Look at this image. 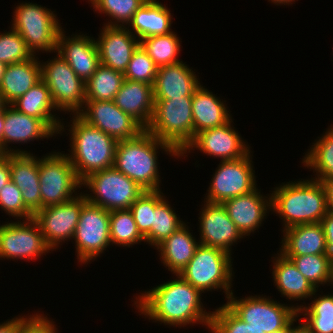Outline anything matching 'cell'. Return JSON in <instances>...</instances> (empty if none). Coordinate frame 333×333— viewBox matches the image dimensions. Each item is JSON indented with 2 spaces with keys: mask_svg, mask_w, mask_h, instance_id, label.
<instances>
[{
  "mask_svg": "<svg viewBox=\"0 0 333 333\" xmlns=\"http://www.w3.org/2000/svg\"><path fill=\"white\" fill-rule=\"evenodd\" d=\"M175 277L136 296L138 312L153 322L176 328L199 323L209 329L212 312L204 309L202 293L181 276Z\"/></svg>",
  "mask_w": 333,
  "mask_h": 333,
  "instance_id": "6da1fadb",
  "label": "cell"
},
{
  "mask_svg": "<svg viewBox=\"0 0 333 333\" xmlns=\"http://www.w3.org/2000/svg\"><path fill=\"white\" fill-rule=\"evenodd\" d=\"M159 149L175 158L180 157L171 145L145 129L134 138L118 141L113 166L143 190H160Z\"/></svg>",
  "mask_w": 333,
  "mask_h": 333,
  "instance_id": "7a4b0ae2",
  "label": "cell"
},
{
  "mask_svg": "<svg viewBox=\"0 0 333 333\" xmlns=\"http://www.w3.org/2000/svg\"><path fill=\"white\" fill-rule=\"evenodd\" d=\"M271 192V211L283 220V230L320 223L327 213L325 191L320 181L301 179L284 182Z\"/></svg>",
  "mask_w": 333,
  "mask_h": 333,
  "instance_id": "3957f363",
  "label": "cell"
},
{
  "mask_svg": "<svg viewBox=\"0 0 333 333\" xmlns=\"http://www.w3.org/2000/svg\"><path fill=\"white\" fill-rule=\"evenodd\" d=\"M68 125L70 148L66 154L77 177L82 181L89 174L114 165L118 141L72 114Z\"/></svg>",
  "mask_w": 333,
  "mask_h": 333,
  "instance_id": "277c9868",
  "label": "cell"
},
{
  "mask_svg": "<svg viewBox=\"0 0 333 333\" xmlns=\"http://www.w3.org/2000/svg\"><path fill=\"white\" fill-rule=\"evenodd\" d=\"M192 97L154 99L148 132L171 145L179 154L193 140Z\"/></svg>",
  "mask_w": 333,
  "mask_h": 333,
  "instance_id": "5b68a950",
  "label": "cell"
},
{
  "mask_svg": "<svg viewBox=\"0 0 333 333\" xmlns=\"http://www.w3.org/2000/svg\"><path fill=\"white\" fill-rule=\"evenodd\" d=\"M231 255L220 248L200 244L179 276L201 293L220 289L227 298L233 292L231 288L234 272Z\"/></svg>",
  "mask_w": 333,
  "mask_h": 333,
  "instance_id": "8992f818",
  "label": "cell"
},
{
  "mask_svg": "<svg viewBox=\"0 0 333 333\" xmlns=\"http://www.w3.org/2000/svg\"><path fill=\"white\" fill-rule=\"evenodd\" d=\"M54 12L30 2L19 3L14 9L11 28L21 35L34 55L38 51L57 50L58 34L64 28Z\"/></svg>",
  "mask_w": 333,
  "mask_h": 333,
  "instance_id": "52a82bcc",
  "label": "cell"
},
{
  "mask_svg": "<svg viewBox=\"0 0 333 333\" xmlns=\"http://www.w3.org/2000/svg\"><path fill=\"white\" fill-rule=\"evenodd\" d=\"M87 201L108 211L126 210L145 191L114 166L95 171L82 180ZM93 194V195H92Z\"/></svg>",
  "mask_w": 333,
  "mask_h": 333,
  "instance_id": "ba28073f",
  "label": "cell"
},
{
  "mask_svg": "<svg viewBox=\"0 0 333 333\" xmlns=\"http://www.w3.org/2000/svg\"><path fill=\"white\" fill-rule=\"evenodd\" d=\"M232 292L225 303L249 326L274 333L285 329L297 316L300 305L282 304L267 296H247L236 299Z\"/></svg>",
  "mask_w": 333,
  "mask_h": 333,
  "instance_id": "9c48e42d",
  "label": "cell"
},
{
  "mask_svg": "<svg viewBox=\"0 0 333 333\" xmlns=\"http://www.w3.org/2000/svg\"><path fill=\"white\" fill-rule=\"evenodd\" d=\"M39 183L41 209L72 200L82 187L69 157L59 151L39 158Z\"/></svg>",
  "mask_w": 333,
  "mask_h": 333,
  "instance_id": "30bf717a",
  "label": "cell"
},
{
  "mask_svg": "<svg viewBox=\"0 0 333 333\" xmlns=\"http://www.w3.org/2000/svg\"><path fill=\"white\" fill-rule=\"evenodd\" d=\"M41 79L49 88L51 99L58 111L77 115L86 101L85 82L72 70L56 51V57L40 62Z\"/></svg>",
  "mask_w": 333,
  "mask_h": 333,
  "instance_id": "8fae6325",
  "label": "cell"
},
{
  "mask_svg": "<svg viewBox=\"0 0 333 333\" xmlns=\"http://www.w3.org/2000/svg\"><path fill=\"white\" fill-rule=\"evenodd\" d=\"M110 211L89 203L83 205L73 236L78 262L88 264L111 246Z\"/></svg>",
  "mask_w": 333,
  "mask_h": 333,
  "instance_id": "7c38bea8",
  "label": "cell"
},
{
  "mask_svg": "<svg viewBox=\"0 0 333 333\" xmlns=\"http://www.w3.org/2000/svg\"><path fill=\"white\" fill-rule=\"evenodd\" d=\"M251 153L236 160L219 163L204 201L222 204L228 199L250 193L257 188Z\"/></svg>",
  "mask_w": 333,
  "mask_h": 333,
  "instance_id": "4fadbf2b",
  "label": "cell"
},
{
  "mask_svg": "<svg viewBox=\"0 0 333 333\" xmlns=\"http://www.w3.org/2000/svg\"><path fill=\"white\" fill-rule=\"evenodd\" d=\"M17 221H7L0 225V260L29 261L52 251L46 245L41 229L33 218Z\"/></svg>",
  "mask_w": 333,
  "mask_h": 333,
  "instance_id": "5bb4252c",
  "label": "cell"
},
{
  "mask_svg": "<svg viewBox=\"0 0 333 333\" xmlns=\"http://www.w3.org/2000/svg\"><path fill=\"white\" fill-rule=\"evenodd\" d=\"M86 202L84 193L80 192L72 200L44 207L34 214L33 219L38 223L44 241L52 251L68 239H73L81 209Z\"/></svg>",
  "mask_w": 333,
  "mask_h": 333,
  "instance_id": "9a60e30c",
  "label": "cell"
},
{
  "mask_svg": "<svg viewBox=\"0 0 333 333\" xmlns=\"http://www.w3.org/2000/svg\"><path fill=\"white\" fill-rule=\"evenodd\" d=\"M77 115L117 141L134 138L145 130L135 119L120 110L113 100H86Z\"/></svg>",
  "mask_w": 333,
  "mask_h": 333,
  "instance_id": "2e32d148",
  "label": "cell"
},
{
  "mask_svg": "<svg viewBox=\"0 0 333 333\" xmlns=\"http://www.w3.org/2000/svg\"><path fill=\"white\" fill-rule=\"evenodd\" d=\"M232 119L223 126L209 128L197 133L192 142L180 154H185L192 150H200L203 154L221 158V161L236 160L247 156L251 150L249 145L243 140L238 131L232 125ZM233 126V127H232Z\"/></svg>",
  "mask_w": 333,
  "mask_h": 333,
  "instance_id": "e0dca14e",
  "label": "cell"
},
{
  "mask_svg": "<svg viewBox=\"0 0 333 333\" xmlns=\"http://www.w3.org/2000/svg\"><path fill=\"white\" fill-rule=\"evenodd\" d=\"M200 210L199 243L204 246L220 248L229 254L232 246L244 238L237 226L229 218L225 207L220 203L204 201Z\"/></svg>",
  "mask_w": 333,
  "mask_h": 333,
  "instance_id": "ac0fdd59",
  "label": "cell"
},
{
  "mask_svg": "<svg viewBox=\"0 0 333 333\" xmlns=\"http://www.w3.org/2000/svg\"><path fill=\"white\" fill-rule=\"evenodd\" d=\"M4 131L0 142V152L10 153H30V151L13 149L9 147L11 143L27 144L30 141L43 138H51L56 134L39 118L21 113L11 104L4 108Z\"/></svg>",
  "mask_w": 333,
  "mask_h": 333,
  "instance_id": "d6986e66",
  "label": "cell"
},
{
  "mask_svg": "<svg viewBox=\"0 0 333 333\" xmlns=\"http://www.w3.org/2000/svg\"><path fill=\"white\" fill-rule=\"evenodd\" d=\"M100 32L95 41L101 64L124 74L140 40L128 27L104 25Z\"/></svg>",
  "mask_w": 333,
  "mask_h": 333,
  "instance_id": "ffe728a7",
  "label": "cell"
},
{
  "mask_svg": "<svg viewBox=\"0 0 333 333\" xmlns=\"http://www.w3.org/2000/svg\"><path fill=\"white\" fill-rule=\"evenodd\" d=\"M63 29L58 34L57 52L85 83L101 64L95 38L76 33L65 36Z\"/></svg>",
  "mask_w": 333,
  "mask_h": 333,
  "instance_id": "44dd1931",
  "label": "cell"
},
{
  "mask_svg": "<svg viewBox=\"0 0 333 333\" xmlns=\"http://www.w3.org/2000/svg\"><path fill=\"white\" fill-rule=\"evenodd\" d=\"M256 188L250 193L228 199L222 203L229 218L243 236H249L261 227L264 217L271 211V196H263Z\"/></svg>",
  "mask_w": 333,
  "mask_h": 333,
  "instance_id": "7402d4cb",
  "label": "cell"
},
{
  "mask_svg": "<svg viewBox=\"0 0 333 333\" xmlns=\"http://www.w3.org/2000/svg\"><path fill=\"white\" fill-rule=\"evenodd\" d=\"M185 63L180 61L157 69V75L152 85L154 99L193 96L201 83L193 69H190Z\"/></svg>",
  "mask_w": 333,
  "mask_h": 333,
  "instance_id": "603a6c76",
  "label": "cell"
},
{
  "mask_svg": "<svg viewBox=\"0 0 333 333\" xmlns=\"http://www.w3.org/2000/svg\"><path fill=\"white\" fill-rule=\"evenodd\" d=\"M10 171L25 206L33 214L41 210L39 158L31 153H10Z\"/></svg>",
  "mask_w": 333,
  "mask_h": 333,
  "instance_id": "cb8c5ba5",
  "label": "cell"
},
{
  "mask_svg": "<svg viewBox=\"0 0 333 333\" xmlns=\"http://www.w3.org/2000/svg\"><path fill=\"white\" fill-rule=\"evenodd\" d=\"M113 101L120 110L135 119L144 129L148 127L155 105L151 84L124 79Z\"/></svg>",
  "mask_w": 333,
  "mask_h": 333,
  "instance_id": "d4e9b609",
  "label": "cell"
},
{
  "mask_svg": "<svg viewBox=\"0 0 333 333\" xmlns=\"http://www.w3.org/2000/svg\"><path fill=\"white\" fill-rule=\"evenodd\" d=\"M201 84L192 97L193 139L200 131L223 126L232 116L225 100L221 101L213 92Z\"/></svg>",
  "mask_w": 333,
  "mask_h": 333,
  "instance_id": "484cf974",
  "label": "cell"
},
{
  "mask_svg": "<svg viewBox=\"0 0 333 333\" xmlns=\"http://www.w3.org/2000/svg\"><path fill=\"white\" fill-rule=\"evenodd\" d=\"M11 105L21 113L41 119L55 134L65 131L64 123H61L60 117L54 113L57 109L49 88L42 79Z\"/></svg>",
  "mask_w": 333,
  "mask_h": 333,
  "instance_id": "4316f807",
  "label": "cell"
},
{
  "mask_svg": "<svg viewBox=\"0 0 333 333\" xmlns=\"http://www.w3.org/2000/svg\"><path fill=\"white\" fill-rule=\"evenodd\" d=\"M282 232L279 252L284 256L327 254L326 238L320 223L297 225Z\"/></svg>",
  "mask_w": 333,
  "mask_h": 333,
  "instance_id": "83f0119b",
  "label": "cell"
},
{
  "mask_svg": "<svg viewBox=\"0 0 333 333\" xmlns=\"http://www.w3.org/2000/svg\"><path fill=\"white\" fill-rule=\"evenodd\" d=\"M199 241L193 237L189 226L182 225L170 237L164 239L156 246L161 263L172 274L179 275L193 258Z\"/></svg>",
  "mask_w": 333,
  "mask_h": 333,
  "instance_id": "f1b7e54d",
  "label": "cell"
},
{
  "mask_svg": "<svg viewBox=\"0 0 333 333\" xmlns=\"http://www.w3.org/2000/svg\"><path fill=\"white\" fill-rule=\"evenodd\" d=\"M40 80L41 65L39 58L34 55L27 61L7 65L0 92L6 104H12Z\"/></svg>",
  "mask_w": 333,
  "mask_h": 333,
  "instance_id": "f546056e",
  "label": "cell"
},
{
  "mask_svg": "<svg viewBox=\"0 0 333 333\" xmlns=\"http://www.w3.org/2000/svg\"><path fill=\"white\" fill-rule=\"evenodd\" d=\"M273 258L272 276L281 295L291 301L311 299L316 289L298 271L293 262L280 252Z\"/></svg>",
  "mask_w": 333,
  "mask_h": 333,
  "instance_id": "4dcf8cb0",
  "label": "cell"
},
{
  "mask_svg": "<svg viewBox=\"0 0 333 333\" xmlns=\"http://www.w3.org/2000/svg\"><path fill=\"white\" fill-rule=\"evenodd\" d=\"M168 6L157 0H147L133 15L128 30L141 40L155 35L171 33L172 17ZM130 26V28H129ZM132 27V28H131Z\"/></svg>",
  "mask_w": 333,
  "mask_h": 333,
  "instance_id": "1f68e13d",
  "label": "cell"
},
{
  "mask_svg": "<svg viewBox=\"0 0 333 333\" xmlns=\"http://www.w3.org/2000/svg\"><path fill=\"white\" fill-rule=\"evenodd\" d=\"M304 167L309 168L310 171L316 172V181L333 177V126L326 130V132L315 140L310 149L302 158ZM317 176V177H316Z\"/></svg>",
  "mask_w": 333,
  "mask_h": 333,
  "instance_id": "d6a6232c",
  "label": "cell"
},
{
  "mask_svg": "<svg viewBox=\"0 0 333 333\" xmlns=\"http://www.w3.org/2000/svg\"><path fill=\"white\" fill-rule=\"evenodd\" d=\"M124 74L100 64L85 83L86 100L112 101L124 82Z\"/></svg>",
  "mask_w": 333,
  "mask_h": 333,
  "instance_id": "836d02e7",
  "label": "cell"
},
{
  "mask_svg": "<svg viewBox=\"0 0 333 333\" xmlns=\"http://www.w3.org/2000/svg\"><path fill=\"white\" fill-rule=\"evenodd\" d=\"M317 292L318 289L311 296L314 301L309 306H299L298 315L305 316L302 320L311 328L312 333H333V293L317 298Z\"/></svg>",
  "mask_w": 333,
  "mask_h": 333,
  "instance_id": "e575fe53",
  "label": "cell"
},
{
  "mask_svg": "<svg viewBox=\"0 0 333 333\" xmlns=\"http://www.w3.org/2000/svg\"><path fill=\"white\" fill-rule=\"evenodd\" d=\"M184 224L185 222L180 220V217H178V214L175 213V210L164 196L155 205L153 225L149 233L144 237L145 242L156 247Z\"/></svg>",
  "mask_w": 333,
  "mask_h": 333,
  "instance_id": "d590c367",
  "label": "cell"
},
{
  "mask_svg": "<svg viewBox=\"0 0 333 333\" xmlns=\"http://www.w3.org/2000/svg\"><path fill=\"white\" fill-rule=\"evenodd\" d=\"M180 41L177 34L172 31L166 35L143 38L140 40V45L159 68L182 61L179 59Z\"/></svg>",
  "mask_w": 333,
  "mask_h": 333,
  "instance_id": "8d00e7d4",
  "label": "cell"
},
{
  "mask_svg": "<svg viewBox=\"0 0 333 333\" xmlns=\"http://www.w3.org/2000/svg\"><path fill=\"white\" fill-rule=\"evenodd\" d=\"M109 226L112 245L130 248V246L140 244L142 241L145 243V238L139 232L133 214L129 209L111 211Z\"/></svg>",
  "mask_w": 333,
  "mask_h": 333,
  "instance_id": "74e56055",
  "label": "cell"
},
{
  "mask_svg": "<svg viewBox=\"0 0 333 333\" xmlns=\"http://www.w3.org/2000/svg\"><path fill=\"white\" fill-rule=\"evenodd\" d=\"M290 259L298 271L318 289L320 285H329L331 272V257L328 254L303 256H285Z\"/></svg>",
  "mask_w": 333,
  "mask_h": 333,
  "instance_id": "f35d334b",
  "label": "cell"
},
{
  "mask_svg": "<svg viewBox=\"0 0 333 333\" xmlns=\"http://www.w3.org/2000/svg\"><path fill=\"white\" fill-rule=\"evenodd\" d=\"M94 11L106 14L110 20L104 25L126 27L136 11L147 0H88ZM112 20V21H111Z\"/></svg>",
  "mask_w": 333,
  "mask_h": 333,
  "instance_id": "ab89813d",
  "label": "cell"
},
{
  "mask_svg": "<svg viewBox=\"0 0 333 333\" xmlns=\"http://www.w3.org/2000/svg\"><path fill=\"white\" fill-rule=\"evenodd\" d=\"M164 196L161 189L145 190L129 208L133 214L137 228L143 237L151 230L155 205Z\"/></svg>",
  "mask_w": 333,
  "mask_h": 333,
  "instance_id": "60d3db41",
  "label": "cell"
},
{
  "mask_svg": "<svg viewBox=\"0 0 333 333\" xmlns=\"http://www.w3.org/2000/svg\"><path fill=\"white\" fill-rule=\"evenodd\" d=\"M212 333H264L241 320L226 304L212 311Z\"/></svg>",
  "mask_w": 333,
  "mask_h": 333,
  "instance_id": "b9f144b4",
  "label": "cell"
},
{
  "mask_svg": "<svg viewBox=\"0 0 333 333\" xmlns=\"http://www.w3.org/2000/svg\"><path fill=\"white\" fill-rule=\"evenodd\" d=\"M34 54L27 47L24 39L14 29L0 33V62L10 65L27 61Z\"/></svg>",
  "mask_w": 333,
  "mask_h": 333,
  "instance_id": "7bdbcfd3",
  "label": "cell"
},
{
  "mask_svg": "<svg viewBox=\"0 0 333 333\" xmlns=\"http://www.w3.org/2000/svg\"><path fill=\"white\" fill-rule=\"evenodd\" d=\"M158 67L148 56L147 52L141 47L133 52L127 69L124 72L125 79L137 82H143L153 85L157 75Z\"/></svg>",
  "mask_w": 333,
  "mask_h": 333,
  "instance_id": "ee69618b",
  "label": "cell"
},
{
  "mask_svg": "<svg viewBox=\"0 0 333 333\" xmlns=\"http://www.w3.org/2000/svg\"><path fill=\"white\" fill-rule=\"evenodd\" d=\"M0 208L16 219L29 220L34 216L25 206L20 189L12 181L0 190Z\"/></svg>",
  "mask_w": 333,
  "mask_h": 333,
  "instance_id": "f6af8a7d",
  "label": "cell"
},
{
  "mask_svg": "<svg viewBox=\"0 0 333 333\" xmlns=\"http://www.w3.org/2000/svg\"><path fill=\"white\" fill-rule=\"evenodd\" d=\"M45 316L44 313H34L27 317L18 316V332L17 333H57L58 328L55 322Z\"/></svg>",
  "mask_w": 333,
  "mask_h": 333,
  "instance_id": "bcb514c9",
  "label": "cell"
},
{
  "mask_svg": "<svg viewBox=\"0 0 333 333\" xmlns=\"http://www.w3.org/2000/svg\"><path fill=\"white\" fill-rule=\"evenodd\" d=\"M320 224L322 225L326 238L327 254L333 257V214L327 212L321 219Z\"/></svg>",
  "mask_w": 333,
  "mask_h": 333,
  "instance_id": "7dc6e473",
  "label": "cell"
},
{
  "mask_svg": "<svg viewBox=\"0 0 333 333\" xmlns=\"http://www.w3.org/2000/svg\"><path fill=\"white\" fill-rule=\"evenodd\" d=\"M10 181V154H2L0 156V190Z\"/></svg>",
  "mask_w": 333,
  "mask_h": 333,
  "instance_id": "c3c4849f",
  "label": "cell"
},
{
  "mask_svg": "<svg viewBox=\"0 0 333 333\" xmlns=\"http://www.w3.org/2000/svg\"><path fill=\"white\" fill-rule=\"evenodd\" d=\"M320 182L325 191L327 212L333 214V177L323 179Z\"/></svg>",
  "mask_w": 333,
  "mask_h": 333,
  "instance_id": "681fc988",
  "label": "cell"
},
{
  "mask_svg": "<svg viewBox=\"0 0 333 333\" xmlns=\"http://www.w3.org/2000/svg\"><path fill=\"white\" fill-rule=\"evenodd\" d=\"M298 320L299 324L298 326H294L295 322L297 324ZM302 323H301V322ZM290 333H312L311 328L302 320V318H299V315L290 323Z\"/></svg>",
  "mask_w": 333,
  "mask_h": 333,
  "instance_id": "f907efd6",
  "label": "cell"
},
{
  "mask_svg": "<svg viewBox=\"0 0 333 333\" xmlns=\"http://www.w3.org/2000/svg\"><path fill=\"white\" fill-rule=\"evenodd\" d=\"M18 332V317H14L0 324V333H17Z\"/></svg>",
  "mask_w": 333,
  "mask_h": 333,
  "instance_id": "816d5d0a",
  "label": "cell"
},
{
  "mask_svg": "<svg viewBox=\"0 0 333 333\" xmlns=\"http://www.w3.org/2000/svg\"><path fill=\"white\" fill-rule=\"evenodd\" d=\"M4 110H0V142L2 141L4 131Z\"/></svg>",
  "mask_w": 333,
  "mask_h": 333,
  "instance_id": "f5cc1de1",
  "label": "cell"
},
{
  "mask_svg": "<svg viewBox=\"0 0 333 333\" xmlns=\"http://www.w3.org/2000/svg\"><path fill=\"white\" fill-rule=\"evenodd\" d=\"M269 1H271V3H274V4L278 5V6L282 5V4H284V5H290L293 2H295V0H269Z\"/></svg>",
  "mask_w": 333,
  "mask_h": 333,
  "instance_id": "db71d44e",
  "label": "cell"
},
{
  "mask_svg": "<svg viewBox=\"0 0 333 333\" xmlns=\"http://www.w3.org/2000/svg\"><path fill=\"white\" fill-rule=\"evenodd\" d=\"M7 65L3 62H0V83L2 81V77L5 73V69H6Z\"/></svg>",
  "mask_w": 333,
  "mask_h": 333,
  "instance_id": "11a10c76",
  "label": "cell"
},
{
  "mask_svg": "<svg viewBox=\"0 0 333 333\" xmlns=\"http://www.w3.org/2000/svg\"><path fill=\"white\" fill-rule=\"evenodd\" d=\"M6 102L4 101L3 95L0 92V110H4V108L6 107Z\"/></svg>",
  "mask_w": 333,
  "mask_h": 333,
  "instance_id": "9f6ffc18",
  "label": "cell"
},
{
  "mask_svg": "<svg viewBox=\"0 0 333 333\" xmlns=\"http://www.w3.org/2000/svg\"><path fill=\"white\" fill-rule=\"evenodd\" d=\"M330 284H333V257H331V272H330V282H329V286Z\"/></svg>",
  "mask_w": 333,
  "mask_h": 333,
  "instance_id": "6f0895ef",
  "label": "cell"
},
{
  "mask_svg": "<svg viewBox=\"0 0 333 333\" xmlns=\"http://www.w3.org/2000/svg\"><path fill=\"white\" fill-rule=\"evenodd\" d=\"M274 333H290V324L285 328V329H282L278 332H274Z\"/></svg>",
  "mask_w": 333,
  "mask_h": 333,
  "instance_id": "680465c9",
  "label": "cell"
}]
</instances>
